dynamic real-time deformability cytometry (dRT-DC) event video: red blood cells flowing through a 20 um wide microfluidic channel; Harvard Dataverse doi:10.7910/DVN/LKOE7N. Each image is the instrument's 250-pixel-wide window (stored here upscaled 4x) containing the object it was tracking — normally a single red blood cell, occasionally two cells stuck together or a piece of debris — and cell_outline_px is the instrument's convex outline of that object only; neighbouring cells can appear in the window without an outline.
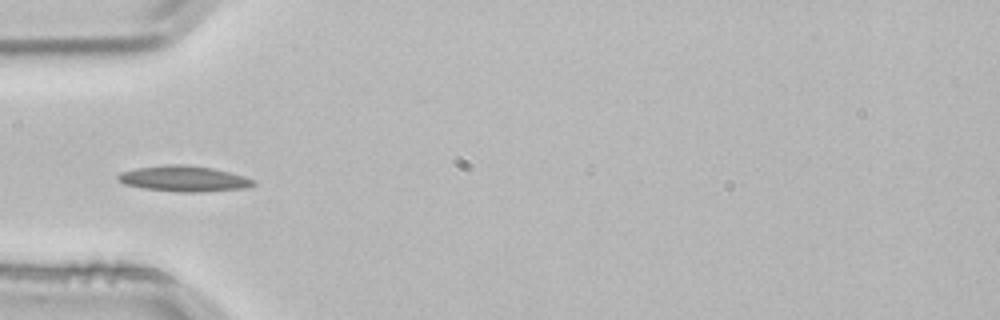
{"species": "common noctule bat (a hibernating species)", "species_latin": "Nyctalus noctula", "temperature_condition": "room temperature", "stored_images_in_passage": 3, "camera_frame_rate_fps": 3000, "um_per_image_px": 0.085, "animal": {"sex": "male", "body_mass_g": 21.5, "forearm_length_mm": 52.0}, "frame": {"image": 1, "passage_image": 3, "time_ms": 0.667, "image_size_px": [1000, 320], "cell_outline_px": [[256, 184], [244, 188], [200, 192], [176, 192], [144, 188], [124, 184], [116, 180], [116, 176], [120, 172], [136, 168], [164, 164], [184, 164], [212, 168], [244, 176], [252, 180]], "centroid_in_image_um": [15.56, 15.18], "position_along_channel_um": 69.4, "area_um2": 20.29}}